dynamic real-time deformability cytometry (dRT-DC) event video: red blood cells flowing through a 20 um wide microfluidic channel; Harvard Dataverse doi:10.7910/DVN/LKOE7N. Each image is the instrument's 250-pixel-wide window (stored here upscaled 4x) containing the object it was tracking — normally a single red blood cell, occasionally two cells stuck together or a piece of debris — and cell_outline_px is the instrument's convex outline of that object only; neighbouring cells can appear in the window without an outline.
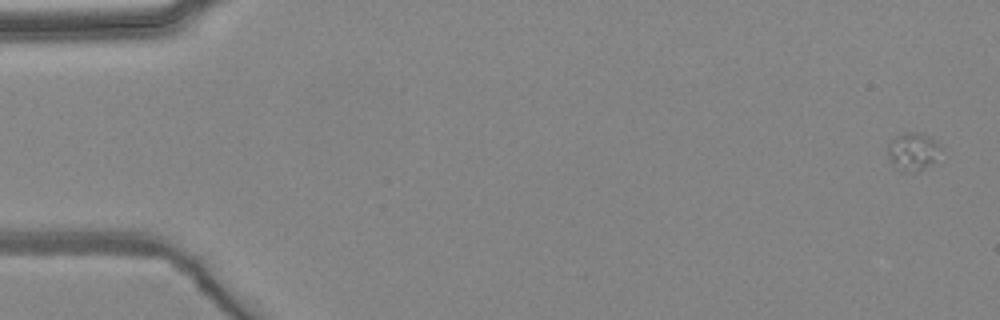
{"species": "common noctule bat (a hibernating species)", "species_latin": "Nyctalus noctula", "temperature_condition": "warm", "stored_images_in_passage": 5, "camera_frame_rate_fps": 3000, "um_per_image_px": 0.085, "animal": {"sex": "female", "body_mass_g": 24.6, "forearm_length_mm": 56.2}, "frame": {"image": 1, "passage_image": 1, "time_ms": 0.0, "image_size_px": [1000, 320], "cell_outline_px": [[940, 148], [932, 160], [928, 164], [912, 172], [900, 172], [888, 160], [888, 144], [896, 136], [904, 132], [916, 132], [928, 136], [940, 144]], "centroid_in_image_um": [77.5, 12.86], "position_along_channel_um": 7.5, "area_um2": 11.27}}